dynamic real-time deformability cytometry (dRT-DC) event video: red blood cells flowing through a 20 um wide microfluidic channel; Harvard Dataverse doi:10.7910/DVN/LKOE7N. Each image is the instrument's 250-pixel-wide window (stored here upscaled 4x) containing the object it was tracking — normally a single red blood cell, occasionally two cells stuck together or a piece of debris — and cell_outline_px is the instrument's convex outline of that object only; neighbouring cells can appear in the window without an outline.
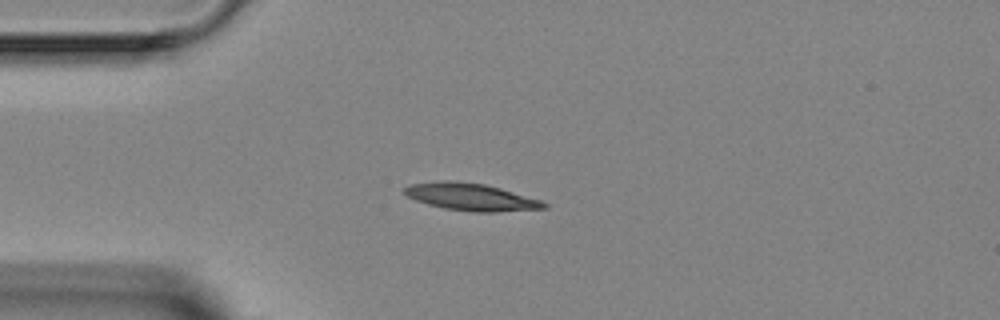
{"species": "Egyptian fruit bat (a non-hibernating species)", "species_latin": "Rousettus aegyptiacus", "temperature_condition": "room temperature", "stored_images_in_passage": 1, "camera_frame_rate_fps": 3000, "um_per_image_px": 0.085, "animal": {"sex": "female"}, "frame": {"image": 1, "passage_image": 1, "time_ms": 0.0, "image_size_px": [1000, 320], "cell_outline_px": [[548, 208], [496, 212], [472, 212], [444, 208], [428, 204], [416, 200], [408, 196], [404, 192], [404, 188], [412, 184], [444, 180], [484, 184], [500, 188], [540, 200], [548, 204]], "centroid_in_image_um": [40.05, 16.75], "position_along_channel_um": 44.9, "area_um2": 21.85}}